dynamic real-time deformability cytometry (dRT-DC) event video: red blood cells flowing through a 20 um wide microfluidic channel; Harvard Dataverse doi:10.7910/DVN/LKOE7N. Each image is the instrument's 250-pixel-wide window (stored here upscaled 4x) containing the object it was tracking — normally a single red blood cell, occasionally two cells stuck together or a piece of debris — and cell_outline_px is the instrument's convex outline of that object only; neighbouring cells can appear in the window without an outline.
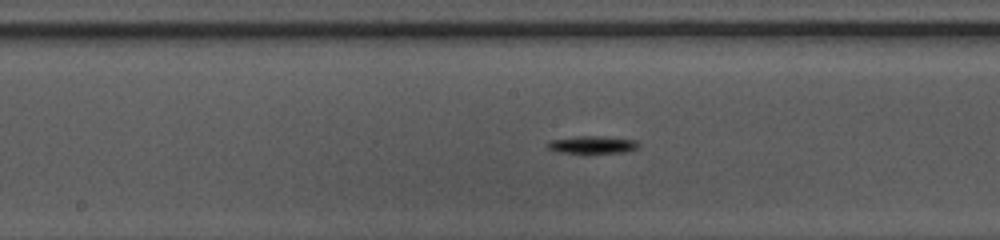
{"species": "common noctule bat (a hibernating species)", "species_latin": "Nyctalus noctula", "temperature_condition": "warm", "stored_images_in_passage": 37, "camera_frame_rate_fps": 3000, "um_per_image_px": 0.085, "animal": {"sex": "female", "body_mass_g": 10.0, "forearm_length_mm": 53.1}, "frame": {"image": 1, "passage_image": 11, "time_ms": 3.333, "image_size_px": [1000, 240], "cell_outline_px": [[640, 144], [636, 148], [628, 152], [584, 156], [556, 152], [548, 148], [548, 140], [576, 136], [600, 136], [636, 140]], "centroid_in_image_um": [50.32, 12.36], "position_along_channel_um": 197.9, "area_um2": 10.17}}